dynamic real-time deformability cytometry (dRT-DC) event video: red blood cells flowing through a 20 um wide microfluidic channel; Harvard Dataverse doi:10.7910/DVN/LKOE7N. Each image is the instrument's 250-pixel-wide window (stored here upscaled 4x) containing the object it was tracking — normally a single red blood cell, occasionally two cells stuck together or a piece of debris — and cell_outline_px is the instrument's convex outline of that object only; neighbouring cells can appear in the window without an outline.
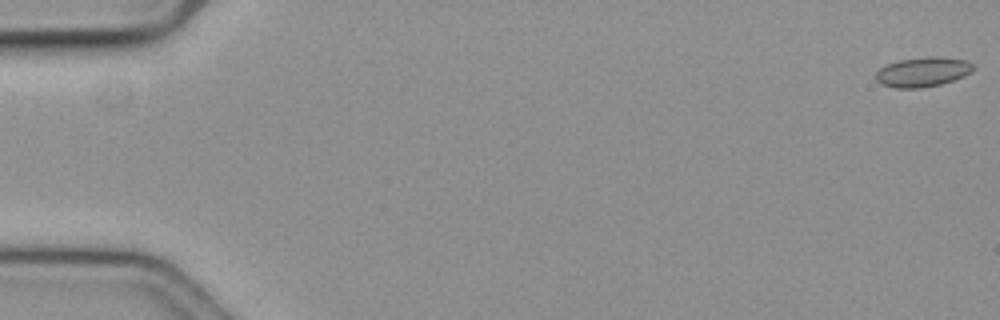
{"species": "common noctule bat (a hibernating species)", "species_latin": "Nyctalus noctula", "temperature_condition": "cold", "stored_images_in_passage": 19, "camera_frame_rate_fps": 3000, "um_per_image_px": 0.085, "animal": {"sex": "female", "body_mass_g": 19.3, "forearm_length_mm": 54.1}, "frame": {"image": 1, "passage_image": 1, "time_ms": 0.0, "image_size_px": [1000, 320], "cell_outline_px": [[972, 72], [964, 76], [940, 84], [920, 88], [896, 88], [880, 84], [876, 80], [876, 72], [880, 68], [888, 64], [900, 60], [928, 56], [936, 56], [968, 60], [972, 64]], "centroid_in_image_um": [78.42, 6.11], "position_along_channel_um": 6.6, "area_um2": 16.76}}
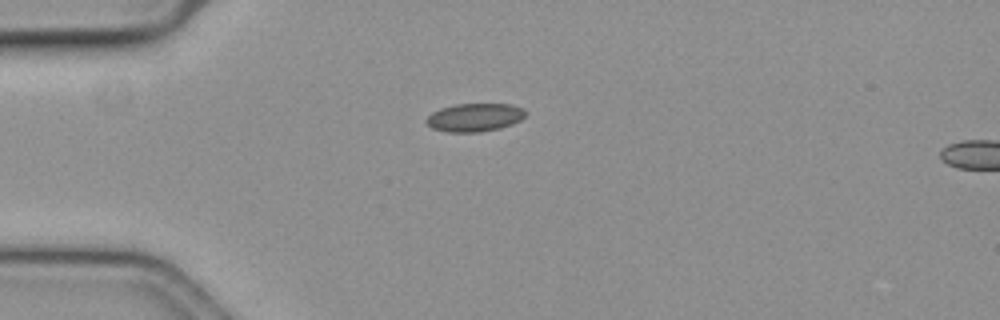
{"frame": {"image": 2, "passage_image": 16, "time_ms": 5.0, "image_size_px": [1000, 320], "cell_outline_px": [[528, 112], [520, 120], [512, 124], [500, 128], [480, 132], [448, 132], [432, 128], [424, 120], [432, 112], [440, 108], [456, 104], [512, 104], [524, 108]], "centroid_in_image_um": [40.36, 9.97], "position_along_channel_um": 44.6, "area_um2": 16.42}}